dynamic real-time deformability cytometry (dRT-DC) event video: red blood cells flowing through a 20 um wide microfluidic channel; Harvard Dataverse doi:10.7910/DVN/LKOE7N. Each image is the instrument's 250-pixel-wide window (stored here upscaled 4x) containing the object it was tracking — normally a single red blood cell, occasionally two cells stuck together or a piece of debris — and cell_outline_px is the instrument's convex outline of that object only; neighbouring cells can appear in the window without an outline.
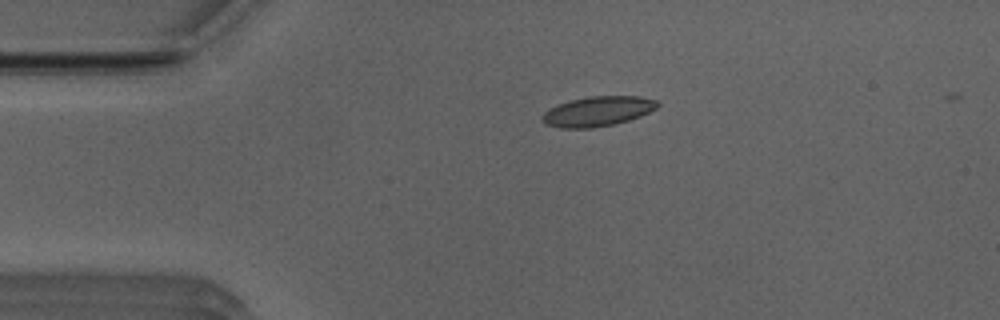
{"species": "Egyptian fruit bat (a non-hibernating species)", "species_latin": "Rousettus aegyptiacus", "temperature_condition": "room temperature", "stored_images_in_passage": 28, "camera_frame_rate_fps": 3000, "um_per_image_px": 0.085, "animal": {"sex": "male"}, "frame": {"image": 1, "passage_image": 1, "time_ms": 0.0, "image_size_px": [1000, 320], "cell_outline_px": [[660, 104], [656, 108], [640, 116], [616, 124], [592, 128], [560, 128], [544, 124], [540, 120], [540, 116], [548, 108], [572, 100], [588, 96], [640, 96], [656, 100]], "centroid_in_image_um": [50.77, 9.47], "position_along_channel_um": 34.2, "area_um2": 20.17}}
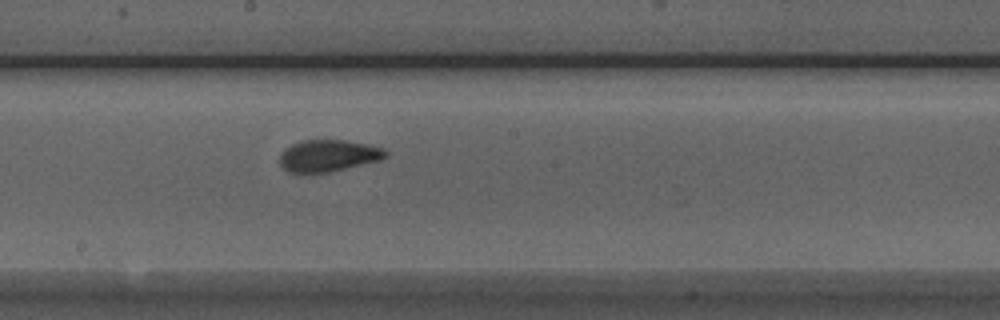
{"frame": {"image": 2, "passage_image": 18, "time_ms": 5.667, "image_size_px": [1000, 320], "cell_outline_px": [[388, 156], [380, 160], [328, 172], [288, 172], [280, 164], [280, 156], [284, 148], [300, 140], [344, 140], [368, 144], [384, 148], [388, 152]], "centroid_in_image_um": [27.92, 13.21], "position_along_channel_um": 220.3, "area_um2": 19.54}}
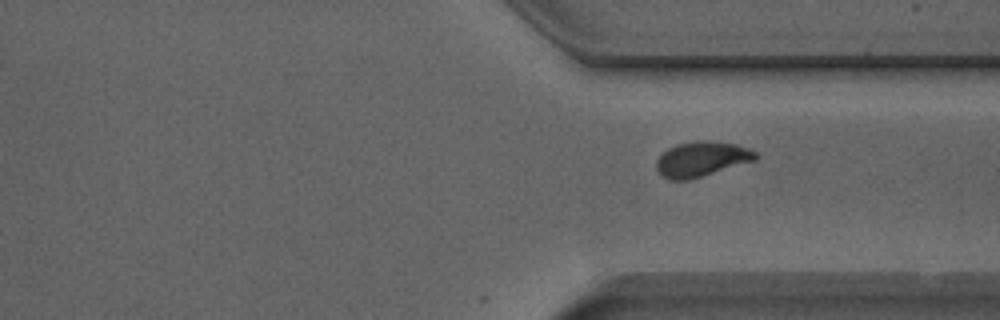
{"frame": {"image": 3, "passage_image": 28, "time_ms": 9.0, "image_size_px": [1000, 320], "cell_outline_px": [[760, 156], [756, 160], [688, 180], [672, 180], [664, 176], [656, 168], [656, 160], [668, 148], [676, 144], [696, 140], [704, 140], [736, 144], [748, 148], [756, 152]], "centroid_in_image_um": [59.66, 13.5], "position_along_channel_um": 351.7, "area_um2": 20.11}}